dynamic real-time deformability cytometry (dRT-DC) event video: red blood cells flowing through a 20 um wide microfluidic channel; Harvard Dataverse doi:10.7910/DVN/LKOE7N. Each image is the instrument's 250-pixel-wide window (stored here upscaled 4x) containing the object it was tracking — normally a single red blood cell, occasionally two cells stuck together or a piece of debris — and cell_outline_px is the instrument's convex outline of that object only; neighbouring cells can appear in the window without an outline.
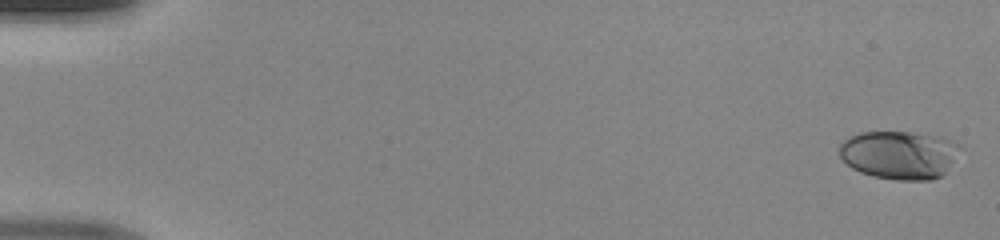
{"species": "human", "species_latin": "Homo sapiens", "temperature_condition": "room temperature", "stored_images_in_passage": 49, "camera_frame_rate_fps": 3000, "um_per_image_px": 0.085, "donor": {"sex": "male"}, "frame": {"image": 1, "passage_image": 1, "time_ms": 0.0, "image_size_px": [1000, 240], "cell_outline_px": [[968, 152], [940, 176], [932, 180], [896, 180], [872, 176], [860, 172], [852, 168], [840, 156], [840, 144], [844, 140], [860, 132], [908, 132], [940, 136], [960, 144]], "centroid_in_image_um": [76.57, 13.16], "position_along_channel_um": 8.4, "area_um2": 34.74}}
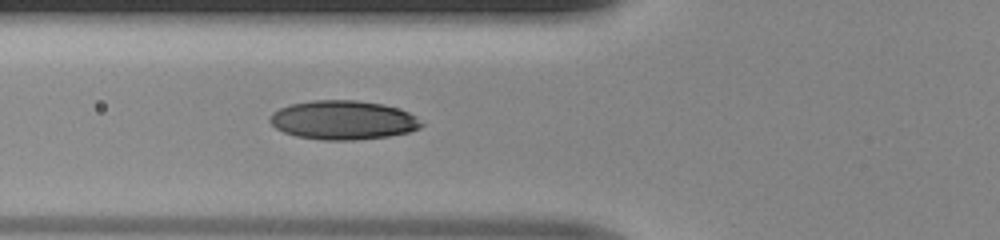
{"frame": {"image": 2, "passage_image": 19, "time_ms": 6.0, "image_size_px": [1000, 240], "cell_outline_px": [[424, 124], [420, 128], [408, 132], [388, 136], [356, 140], [320, 140], [296, 136], [284, 132], [276, 128], [268, 120], [268, 116], [272, 112], [288, 104], [312, 100], [356, 100], [384, 104], [408, 112], [416, 116]], "centroid_in_image_um": [29.13, 10.2], "position_along_channel_um": 96.7, "area_um2": 34.68}}
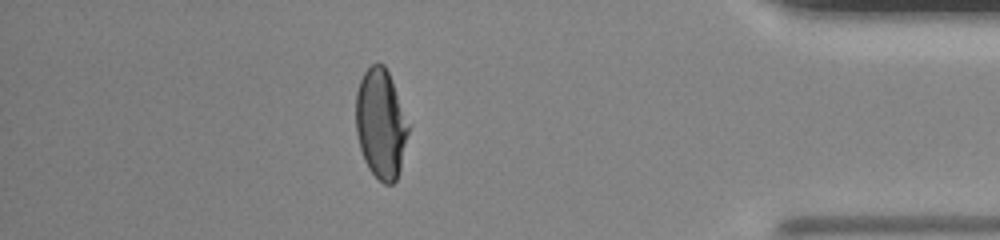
{"frame": {"image": 3, "passage_image": 43, "time_ms": 14.0, "image_size_px": [1000, 240], "cell_outline_px": [[408, 132], [400, 168], [396, 180], [392, 184], [384, 184], [368, 168], [364, 160], [360, 148], [356, 132], [356, 92], [360, 80], [364, 72], [372, 64], [384, 64], [388, 72], [408, 124]], "centroid_in_image_um": [32.34, 10.53], "position_along_channel_um": 402.9, "area_um2": 32.89}}